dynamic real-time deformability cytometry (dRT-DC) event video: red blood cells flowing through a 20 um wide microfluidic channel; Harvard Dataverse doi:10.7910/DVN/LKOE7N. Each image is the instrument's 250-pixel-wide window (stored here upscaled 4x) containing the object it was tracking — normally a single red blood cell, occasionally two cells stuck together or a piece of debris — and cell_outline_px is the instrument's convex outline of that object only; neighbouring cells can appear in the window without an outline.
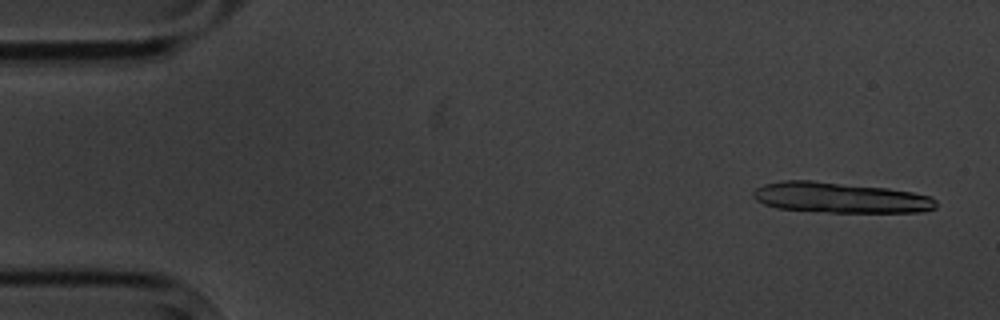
{"species": "common noctule bat (a hibernating species)", "species_latin": "Nyctalus noctula", "temperature_condition": "cold", "stored_images_in_passage": 5, "camera_frame_rate_fps": 3000, "um_per_image_px": 0.085, "animal": {"sex": "male", "body_mass_g": 20.1, "forearm_length_mm": 53.5}, "frame": {"image": 1, "passage_image": 1, "time_ms": 0.0, "image_size_px": [1000, 320], "cell_outline_px": [[936, 208], [920, 212], [828, 212], [776, 208], [764, 204], [756, 200], [752, 196], [752, 192], [756, 188], [764, 184], [780, 180], [812, 180], [888, 188], [912, 192], [932, 196], [936, 200]], "centroid_in_image_um": [71.4, 16.79], "position_along_channel_um": 13.6, "area_um2": 32.71}}
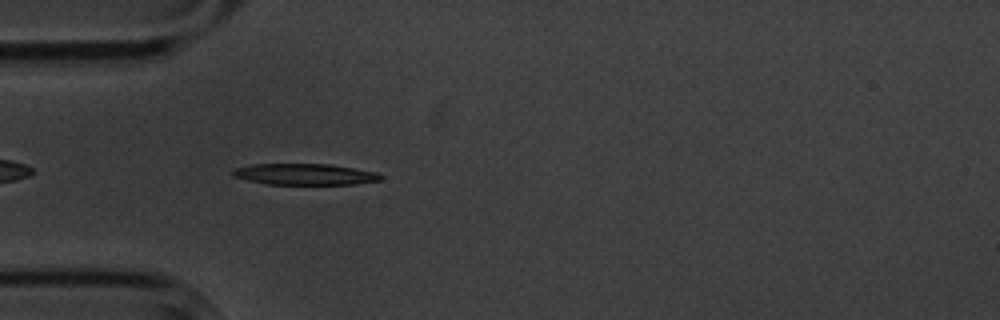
{"frame": {"image": 2, "passage_image": 5, "time_ms": 4.667, "image_size_px": [1000, 320], "cell_outline_px": [[384, 176], [380, 180], [352, 184], [264, 184], [232, 176], [232, 168], [252, 164], [332, 164], [376, 172]], "centroid_in_image_um": [25.87, 14.8], "position_along_channel_um": 59.1, "area_um2": 18.32}}